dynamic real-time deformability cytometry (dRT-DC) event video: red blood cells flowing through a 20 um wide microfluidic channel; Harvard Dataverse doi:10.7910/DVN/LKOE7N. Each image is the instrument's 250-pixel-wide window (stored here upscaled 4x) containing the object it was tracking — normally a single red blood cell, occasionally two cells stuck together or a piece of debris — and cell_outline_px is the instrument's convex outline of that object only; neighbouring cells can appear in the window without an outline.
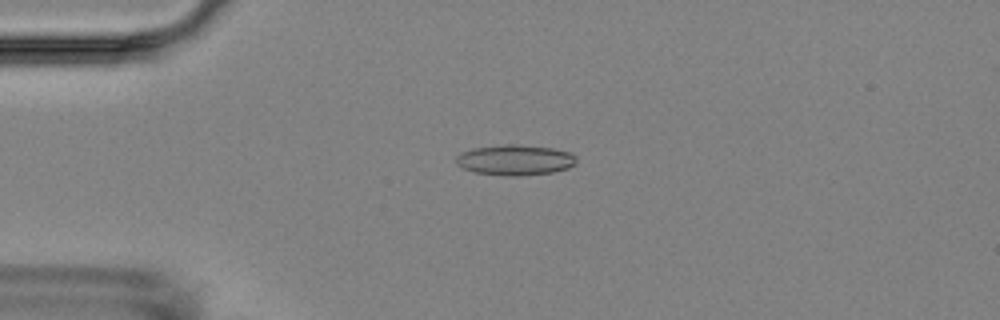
{"species": "Egyptian fruit bat (a non-hibernating species)", "species_latin": "Rousettus aegyptiacus", "temperature_condition": "room temperature", "stored_images_in_passage": 7, "camera_frame_rate_fps": 3000, "um_per_image_px": 0.085, "animal": {"sex": "female"}, "frame": {"image": 1, "passage_image": 4, "time_ms": 4.0, "image_size_px": [1000, 320], "cell_outline_px": [[576, 164], [568, 168], [552, 172], [520, 176], [504, 176], [476, 172], [464, 168], [456, 164], [456, 156], [460, 152], [472, 148], [504, 144], [512, 144], [552, 148], [572, 152], [576, 156]], "centroid_in_image_um": [43.79, 13.59], "position_along_channel_um": 41.2, "area_um2": 21.5}}